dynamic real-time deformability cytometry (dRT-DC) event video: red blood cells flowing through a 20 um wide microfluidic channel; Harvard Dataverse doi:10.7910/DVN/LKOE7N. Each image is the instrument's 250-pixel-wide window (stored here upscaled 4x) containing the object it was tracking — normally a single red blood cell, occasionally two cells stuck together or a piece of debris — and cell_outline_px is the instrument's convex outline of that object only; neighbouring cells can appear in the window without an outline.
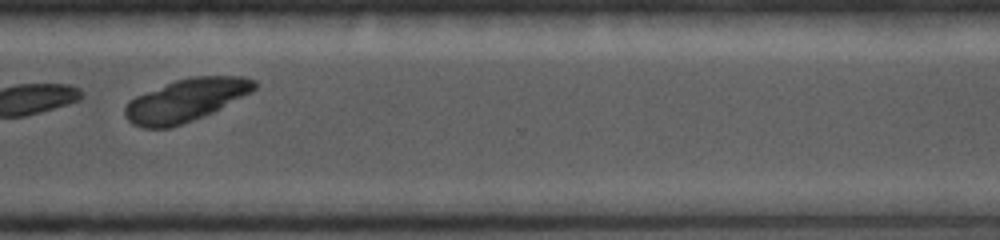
{"species": "common noctule bat (a hibernating species)", "species_latin": "Nyctalus noctula", "temperature_condition": "cold", "stored_images_in_passage": 12, "camera_frame_rate_fps": 5000, "um_per_image_px": 0.085, "animal": {"sex": "female", "body_mass_g": 19.0, "forearm_length_mm": 56.7}, "frame": {"image": 1, "passage_image": 10, "time_ms": 6.2, "image_size_px": [1000, 240], "cell_outline_px": [[260, 84], [252, 92], [212, 112], [192, 120], [168, 128], [144, 128], [132, 124], [124, 116], [124, 108], [128, 100], [136, 96], [176, 80], [192, 76], [244, 76], [256, 80]], "centroid_in_image_um": [15.81, 8.5], "position_along_channel_um": 354.8, "area_um2": 32.08}}